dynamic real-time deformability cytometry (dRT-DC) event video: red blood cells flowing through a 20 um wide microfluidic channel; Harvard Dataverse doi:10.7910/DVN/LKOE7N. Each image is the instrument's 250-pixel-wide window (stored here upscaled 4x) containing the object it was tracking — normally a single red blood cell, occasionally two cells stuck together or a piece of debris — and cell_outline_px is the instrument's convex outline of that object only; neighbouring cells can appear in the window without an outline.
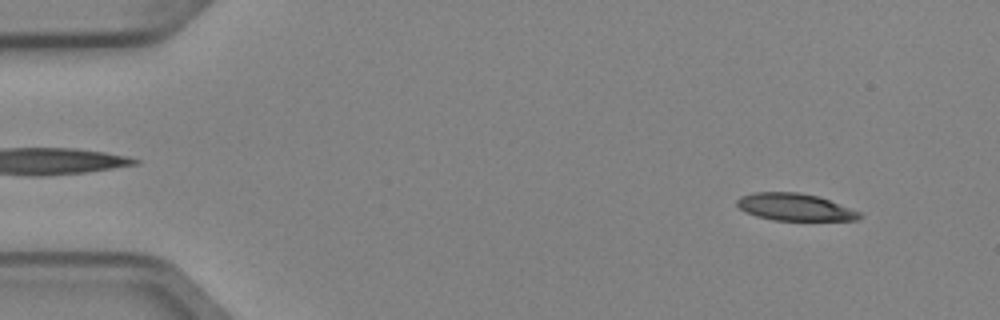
{"species": "Egyptian fruit bat (a non-hibernating species)", "species_latin": "Rousettus aegyptiacus", "temperature_condition": "cold", "stored_images_in_passage": 4, "segment_of_instrument_passage": [1, 2], "camera_frame_rate_fps": 3000, "um_per_image_px": 0.085, "animal": {"sex": "female"}, "frame": {"image": 1, "passage_image": 1, "time_ms": 0.0, "image_size_px": [1000, 320], "cell_outline_px": [[864, 216], [860, 220], [772, 220], [756, 216], [740, 208], [736, 204], [736, 200], [740, 196], [752, 192], [796, 192], [820, 196], [860, 212]], "centroid_in_image_um": [67.57, 17.6], "position_along_channel_um": 17.4, "area_um2": 19.48}}